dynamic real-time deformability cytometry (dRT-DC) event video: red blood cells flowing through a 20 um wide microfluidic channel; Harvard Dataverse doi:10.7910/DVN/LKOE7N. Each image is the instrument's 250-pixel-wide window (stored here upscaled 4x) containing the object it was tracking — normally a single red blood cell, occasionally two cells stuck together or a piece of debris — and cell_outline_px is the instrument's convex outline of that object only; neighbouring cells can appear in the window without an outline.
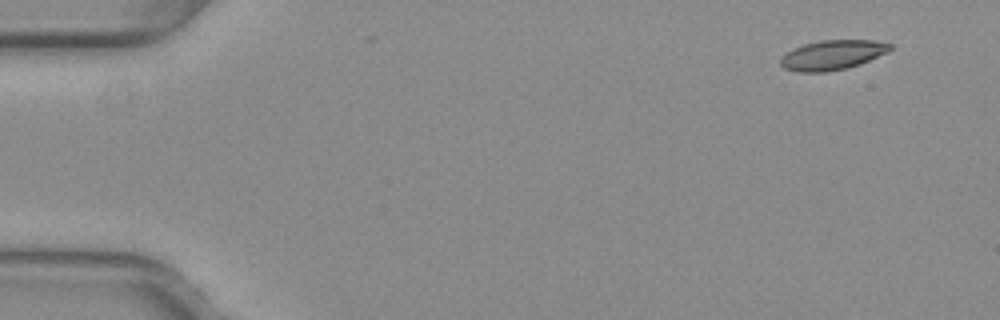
{"species": "common noctule bat (a hibernating species)", "species_latin": "Nyctalus noctula", "temperature_condition": "warm", "stored_images_in_passage": 50, "camera_frame_rate_fps": 3000, "um_per_image_px": 0.085, "animal": {"sex": "female", "body_mass_g": 29.2, "forearm_length_mm": 56.3}, "frame": {"image": 1, "passage_image": 1, "time_ms": 0.0, "image_size_px": [1000, 320], "cell_outline_px": [[892, 48], [888, 52], [860, 64], [844, 68], [824, 72], [800, 72], [784, 68], [780, 64], [780, 56], [792, 48], [804, 44], [820, 40], [872, 40], [892, 44]], "centroid_in_image_um": [70.72, 4.66], "position_along_channel_um": 14.3, "area_um2": 18.96}}
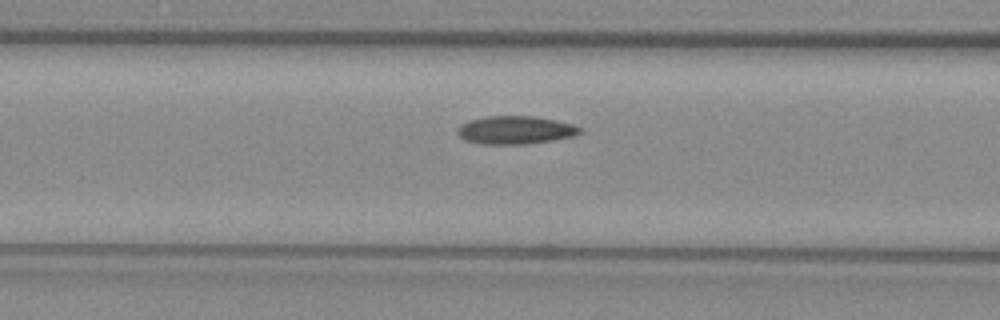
{"frame": {"image": 2, "passage_image": 19, "time_ms": 6.0, "image_size_px": [1000, 320], "cell_outline_px": [[580, 132], [572, 136], [524, 144], [480, 144], [464, 140], [456, 132], [456, 128], [460, 124], [468, 120], [484, 116], [536, 116], [572, 124], [580, 128]], "centroid_in_image_um": [43.69, 11.04], "position_along_channel_um": 122.9, "area_um2": 19.94}}
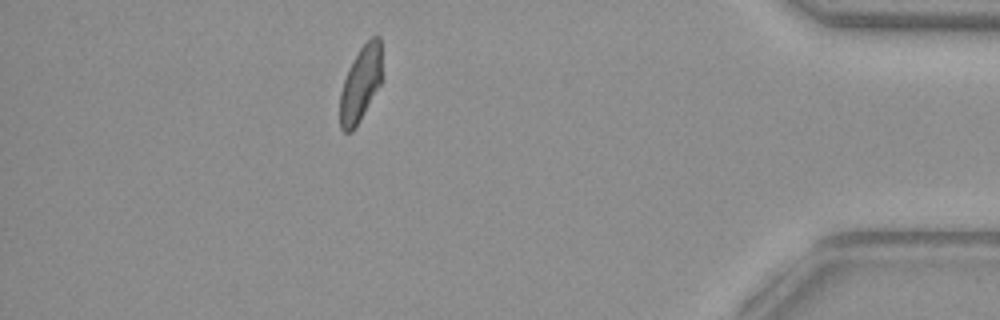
{"frame": {"image": 3, "passage_image": 44, "time_ms": 14.333, "image_size_px": [1000, 320], "cell_outline_px": [[380, 84], [360, 120], [352, 132], [344, 132], [340, 128], [340, 92], [348, 68], [360, 48], [372, 36], [380, 36]], "centroid_in_image_um": [30.61, 7.16], "position_along_channel_um": 404.6, "area_um2": 18.03}, "authors_computed_cell_mechanics": {"area_um2": 19.4497, "velocity_mm_per_s": 3.9456, "shape_relaxation_time_tau1_ms": 4.1837, "shape_relaxation_time_tau2_ms": 1.8922, "deformation_change_tau1": 0.1406, "deformation_change_tau2": 0.0736}}